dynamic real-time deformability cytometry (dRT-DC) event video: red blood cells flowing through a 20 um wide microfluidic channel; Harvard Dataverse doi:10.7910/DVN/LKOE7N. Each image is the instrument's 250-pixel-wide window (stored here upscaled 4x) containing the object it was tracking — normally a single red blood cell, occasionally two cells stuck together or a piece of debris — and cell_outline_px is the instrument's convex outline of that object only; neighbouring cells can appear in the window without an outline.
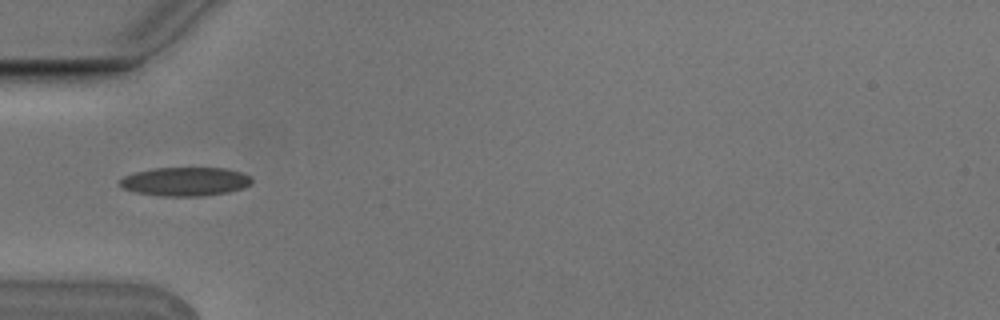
{"species": "Egyptian fruit bat (a non-hibernating species)", "species_latin": "Rousettus aegyptiacus", "temperature_condition": "cold", "stored_images_in_passage": 6, "camera_frame_rate_fps": 3000, "um_per_image_px": 0.085, "animal": {"sex": "male"}, "frame": {"image": 1, "passage_image": 3, "time_ms": 0.667, "image_size_px": [1000, 320], "cell_outline_px": [[252, 180], [244, 188], [228, 192], [204, 196], [160, 196], [136, 192], [124, 188], [120, 184], [120, 180], [124, 176], [136, 172], [152, 168], [224, 168], [240, 172], [252, 176]], "centroid_in_image_um": [15.76, 15.43], "position_along_channel_um": 69.2, "area_um2": 22.02}}
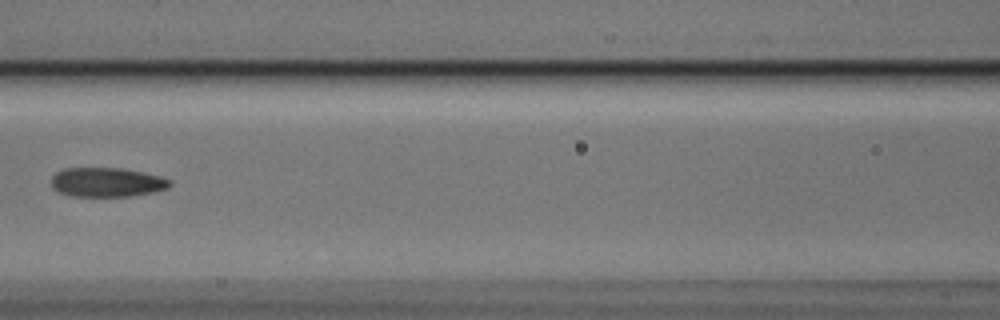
{"frame": {"image": 2, "passage_image": 5, "time_ms": 1.333, "image_size_px": [1000, 320], "cell_outline_px": [[172, 184], [168, 188], [152, 192], [128, 196], [68, 196], [56, 192], [52, 188], [52, 176], [56, 172], [64, 168], [120, 168], [160, 176], [172, 180]], "centroid_in_image_um": [9.04, 15.49], "position_along_channel_um": 157.6, "area_um2": 20.29}}
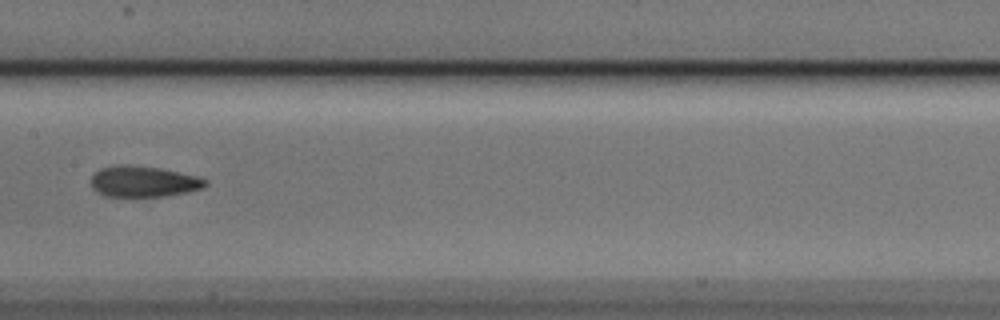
{"frame": {"image": 3, "passage_image": 6, "time_ms": 1.667, "image_size_px": [1000, 320], "cell_outline_px": [[208, 184], [204, 188], [188, 192], [164, 196], [104, 196], [96, 192], [92, 188], [92, 176], [100, 168], [116, 164], [128, 164], [160, 168], [200, 176], [208, 180]], "centroid_in_image_um": [12.23, 15.42], "position_along_channel_um": 195.2, "area_um2": 20.92}}